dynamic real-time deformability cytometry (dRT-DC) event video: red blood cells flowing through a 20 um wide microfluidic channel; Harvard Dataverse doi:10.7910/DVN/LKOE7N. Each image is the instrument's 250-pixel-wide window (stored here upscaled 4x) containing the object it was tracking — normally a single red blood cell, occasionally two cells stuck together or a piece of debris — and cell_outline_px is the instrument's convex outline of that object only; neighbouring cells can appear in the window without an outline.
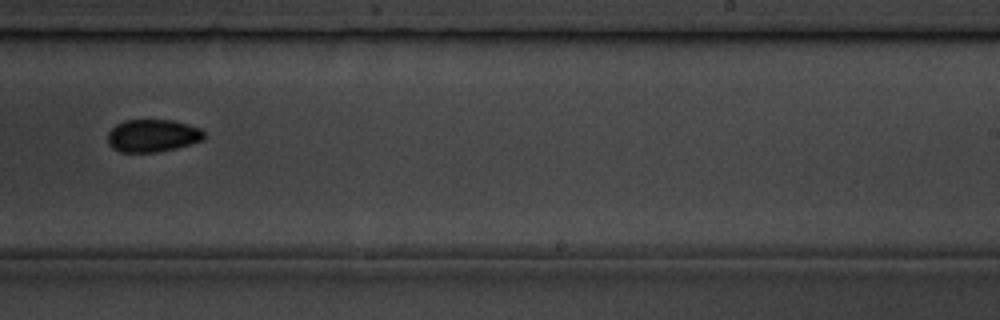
{"species": "common noctule bat (a hibernating species)", "species_latin": "Nyctalus noctula", "temperature_condition": "room temperature", "stored_images_in_passage": 11, "camera_frame_rate_fps": 3000, "um_per_image_px": 0.085, "animal": {"sex": "male", "body_mass_g": 19.5, "forearm_length_mm": 54.6}, "frame": {"image": 1, "passage_image": 11, "time_ms": 12.333, "image_size_px": [1000, 320], "cell_outline_px": [[204, 136], [200, 140], [192, 144], [160, 152], [120, 152], [112, 148], [108, 144], [108, 132], [116, 124], [124, 120], [172, 120], [188, 124], [200, 128], [204, 132]], "centroid_in_image_um": [12.95, 11.53], "position_along_channel_um": 276.1, "area_um2": 18.38}}